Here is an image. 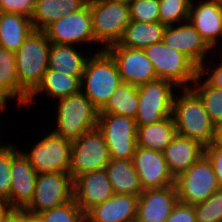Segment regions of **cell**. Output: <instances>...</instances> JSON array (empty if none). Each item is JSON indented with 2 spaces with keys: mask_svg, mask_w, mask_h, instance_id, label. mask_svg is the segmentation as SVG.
Here are the masks:
<instances>
[{
  "mask_svg": "<svg viewBox=\"0 0 222 222\" xmlns=\"http://www.w3.org/2000/svg\"><path fill=\"white\" fill-rule=\"evenodd\" d=\"M97 128L103 134L111 159H133L138 128L135 119L113 113H99Z\"/></svg>",
  "mask_w": 222,
  "mask_h": 222,
  "instance_id": "ba28073f",
  "label": "cell"
},
{
  "mask_svg": "<svg viewBox=\"0 0 222 222\" xmlns=\"http://www.w3.org/2000/svg\"><path fill=\"white\" fill-rule=\"evenodd\" d=\"M128 4L131 20L148 23L159 21V0H131Z\"/></svg>",
  "mask_w": 222,
  "mask_h": 222,
  "instance_id": "8d00e7d4",
  "label": "cell"
},
{
  "mask_svg": "<svg viewBox=\"0 0 222 222\" xmlns=\"http://www.w3.org/2000/svg\"><path fill=\"white\" fill-rule=\"evenodd\" d=\"M32 150L23 152L37 174L69 173L72 141L53 131L36 142Z\"/></svg>",
  "mask_w": 222,
  "mask_h": 222,
  "instance_id": "7c38bea8",
  "label": "cell"
},
{
  "mask_svg": "<svg viewBox=\"0 0 222 222\" xmlns=\"http://www.w3.org/2000/svg\"><path fill=\"white\" fill-rule=\"evenodd\" d=\"M115 194L139 196L143 188L132 160L111 159L105 167Z\"/></svg>",
  "mask_w": 222,
  "mask_h": 222,
  "instance_id": "484cf974",
  "label": "cell"
},
{
  "mask_svg": "<svg viewBox=\"0 0 222 222\" xmlns=\"http://www.w3.org/2000/svg\"><path fill=\"white\" fill-rule=\"evenodd\" d=\"M2 222H22V211H11Z\"/></svg>",
  "mask_w": 222,
  "mask_h": 222,
  "instance_id": "7bdbcfd3",
  "label": "cell"
},
{
  "mask_svg": "<svg viewBox=\"0 0 222 222\" xmlns=\"http://www.w3.org/2000/svg\"><path fill=\"white\" fill-rule=\"evenodd\" d=\"M215 145L222 147V123L216 126L215 129V138L214 142Z\"/></svg>",
  "mask_w": 222,
  "mask_h": 222,
  "instance_id": "f6af8a7d",
  "label": "cell"
},
{
  "mask_svg": "<svg viewBox=\"0 0 222 222\" xmlns=\"http://www.w3.org/2000/svg\"><path fill=\"white\" fill-rule=\"evenodd\" d=\"M166 27L159 21L148 23L131 20L118 44L144 50L147 46L162 41Z\"/></svg>",
  "mask_w": 222,
  "mask_h": 222,
  "instance_id": "4316f807",
  "label": "cell"
},
{
  "mask_svg": "<svg viewBox=\"0 0 222 222\" xmlns=\"http://www.w3.org/2000/svg\"><path fill=\"white\" fill-rule=\"evenodd\" d=\"M193 2L192 0L188 21L200 33L206 44L214 50L219 45L222 33V1L203 0L196 5Z\"/></svg>",
  "mask_w": 222,
  "mask_h": 222,
  "instance_id": "d6986e66",
  "label": "cell"
},
{
  "mask_svg": "<svg viewBox=\"0 0 222 222\" xmlns=\"http://www.w3.org/2000/svg\"><path fill=\"white\" fill-rule=\"evenodd\" d=\"M204 154L212 163L220 189H222V147L212 143L205 147Z\"/></svg>",
  "mask_w": 222,
  "mask_h": 222,
  "instance_id": "ab89813d",
  "label": "cell"
},
{
  "mask_svg": "<svg viewBox=\"0 0 222 222\" xmlns=\"http://www.w3.org/2000/svg\"><path fill=\"white\" fill-rule=\"evenodd\" d=\"M71 200L73 179L69 173H42L37 175L33 199L23 212L36 216Z\"/></svg>",
  "mask_w": 222,
  "mask_h": 222,
  "instance_id": "8fae6325",
  "label": "cell"
},
{
  "mask_svg": "<svg viewBox=\"0 0 222 222\" xmlns=\"http://www.w3.org/2000/svg\"><path fill=\"white\" fill-rule=\"evenodd\" d=\"M36 0H0V12H11L25 15L31 19Z\"/></svg>",
  "mask_w": 222,
  "mask_h": 222,
  "instance_id": "74e56055",
  "label": "cell"
},
{
  "mask_svg": "<svg viewBox=\"0 0 222 222\" xmlns=\"http://www.w3.org/2000/svg\"><path fill=\"white\" fill-rule=\"evenodd\" d=\"M43 31L50 43L76 46L97 43L93 37L89 2L77 12L52 22Z\"/></svg>",
  "mask_w": 222,
  "mask_h": 222,
  "instance_id": "4fadbf2b",
  "label": "cell"
},
{
  "mask_svg": "<svg viewBox=\"0 0 222 222\" xmlns=\"http://www.w3.org/2000/svg\"><path fill=\"white\" fill-rule=\"evenodd\" d=\"M22 222H40L36 216H31L22 211Z\"/></svg>",
  "mask_w": 222,
  "mask_h": 222,
  "instance_id": "bcb514c9",
  "label": "cell"
},
{
  "mask_svg": "<svg viewBox=\"0 0 222 222\" xmlns=\"http://www.w3.org/2000/svg\"><path fill=\"white\" fill-rule=\"evenodd\" d=\"M203 79L198 75L193 82L197 85L190 88L199 96L212 123L217 126L222 123V89L209 86Z\"/></svg>",
  "mask_w": 222,
  "mask_h": 222,
  "instance_id": "1f68e13d",
  "label": "cell"
},
{
  "mask_svg": "<svg viewBox=\"0 0 222 222\" xmlns=\"http://www.w3.org/2000/svg\"><path fill=\"white\" fill-rule=\"evenodd\" d=\"M57 105L53 132L62 138L73 141L97 128L99 111L81 91L59 99Z\"/></svg>",
  "mask_w": 222,
  "mask_h": 222,
  "instance_id": "277c9868",
  "label": "cell"
},
{
  "mask_svg": "<svg viewBox=\"0 0 222 222\" xmlns=\"http://www.w3.org/2000/svg\"><path fill=\"white\" fill-rule=\"evenodd\" d=\"M122 82L112 56L103 48L88 58L81 77V92L100 112Z\"/></svg>",
  "mask_w": 222,
  "mask_h": 222,
  "instance_id": "7a4b0ae2",
  "label": "cell"
},
{
  "mask_svg": "<svg viewBox=\"0 0 222 222\" xmlns=\"http://www.w3.org/2000/svg\"><path fill=\"white\" fill-rule=\"evenodd\" d=\"M114 194L105 169L81 174L73 180V199L85 214Z\"/></svg>",
  "mask_w": 222,
  "mask_h": 222,
  "instance_id": "e0dca14e",
  "label": "cell"
},
{
  "mask_svg": "<svg viewBox=\"0 0 222 222\" xmlns=\"http://www.w3.org/2000/svg\"><path fill=\"white\" fill-rule=\"evenodd\" d=\"M34 31L31 19L25 15L0 12V47L16 52Z\"/></svg>",
  "mask_w": 222,
  "mask_h": 222,
  "instance_id": "603a6c76",
  "label": "cell"
},
{
  "mask_svg": "<svg viewBox=\"0 0 222 222\" xmlns=\"http://www.w3.org/2000/svg\"><path fill=\"white\" fill-rule=\"evenodd\" d=\"M144 51L157 78L169 80L178 89L190 88L199 75V67L189 57L163 41L147 46Z\"/></svg>",
  "mask_w": 222,
  "mask_h": 222,
  "instance_id": "5b68a950",
  "label": "cell"
},
{
  "mask_svg": "<svg viewBox=\"0 0 222 222\" xmlns=\"http://www.w3.org/2000/svg\"><path fill=\"white\" fill-rule=\"evenodd\" d=\"M15 144H8L0 151V201L8 202L11 193V163L20 151Z\"/></svg>",
  "mask_w": 222,
  "mask_h": 222,
  "instance_id": "e575fe53",
  "label": "cell"
},
{
  "mask_svg": "<svg viewBox=\"0 0 222 222\" xmlns=\"http://www.w3.org/2000/svg\"><path fill=\"white\" fill-rule=\"evenodd\" d=\"M175 187L179 202L193 206L220 189L212 163L205 154L175 178Z\"/></svg>",
  "mask_w": 222,
  "mask_h": 222,
  "instance_id": "52a82bcc",
  "label": "cell"
},
{
  "mask_svg": "<svg viewBox=\"0 0 222 222\" xmlns=\"http://www.w3.org/2000/svg\"><path fill=\"white\" fill-rule=\"evenodd\" d=\"M111 158L103 134L92 129L72 141L69 174L74 180L88 172L103 170Z\"/></svg>",
  "mask_w": 222,
  "mask_h": 222,
  "instance_id": "9c48e42d",
  "label": "cell"
},
{
  "mask_svg": "<svg viewBox=\"0 0 222 222\" xmlns=\"http://www.w3.org/2000/svg\"><path fill=\"white\" fill-rule=\"evenodd\" d=\"M71 44L51 43L48 69L58 73L77 76L80 80L90 56L82 54Z\"/></svg>",
  "mask_w": 222,
  "mask_h": 222,
  "instance_id": "cb8c5ba5",
  "label": "cell"
},
{
  "mask_svg": "<svg viewBox=\"0 0 222 222\" xmlns=\"http://www.w3.org/2000/svg\"><path fill=\"white\" fill-rule=\"evenodd\" d=\"M0 127H1V125H0ZM1 129V128H0ZM0 138H1V135H0ZM5 146H7V144H2L1 142H0V151L5 147Z\"/></svg>",
  "mask_w": 222,
  "mask_h": 222,
  "instance_id": "c3c4849f",
  "label": "cell"
},
{
  "mask_svg": "<svg viewBox=\"0 0 222 222\" xmlns=\"http://www.w3.org/2000/svg\"><path fill=\"white\" fill-rule=\"evenodd\" d=\"M50 46L44 31L34 30L15 52L18 82L28 96L40 85L48 69Z\"/></svg>",
  "mask_w": 222,
  "mask_h": 222,
  "instance_id": "3957f363",
  "label": "cell"
},
{
  "mask_svg": "<svg viewBox=\"0 0 222 222\" xmlns=\"http://www.w3.org/2000/svg\"><path fill=\"white\" fill-rule=\"evenodd\" d=\"M178 201L175 185L143 190L138 196L135 222H165Z\"/></svg>",
  "mask_w": 222,
  "mask_h": 222,
  "instance_id": "ac0fdd59",
  "label": "cell"
},
{
  "mask_svg": "<svg viewBox=\"0 0 222 222\" xmlns=\"http://www.w3.org/2000/svg\"><path fill=\"white\" fill-rule=\"evenodd\" d=\"M211 69L212 68L209 66L207 68L206 62H203L199 66L198 74L199 76L204 77L205 74L209 73L208 77H204L206 78L204 81L209 86L222 89V61H220V63L217 66H215L212 70Z\"/></svg>",
  "mask_w": 222,
  "mask_h": 222,
  "instance_id": "60d3db41",
  "label": "cell"
},
{
  "mask_svg": "<svg viewBox=\"0 0 222 222\" xmlns=\"http://www.w3.org/2000/svg\"><path fill=\"white\" fill-rule=\"evenodd\" d=\"M10 99L13 100L14 98L0 86V115L7 108L6 105Z\"/></svg>",
  "mask_w": 222,
  "mask_h": 222,
  "instance_id": "b9f144b4",
  "label": "cell"
},
{
  "mask_svg": "<svg viewBox=\"0 0 222 222\" xmlns=\"http://www.w3.org/2000/svg\"><path fill=\"white\" fill-rule=\"evenodd\" d=\"M138 196L114 194L85 214L86 222H135Z\"/></svg>",
  "mask_w": 222,
  "mask_h": 222,
  "instance_id": "44dd1931",
  "label": "cell"
},
{
  "mask_svg": "<svg viewBox=\"0 0 222 222\" xmlns=\"http://www.w3.org/2000/svg\"><path fill=\"white\" fill-rule=\"evenodd\" d=\"M204 149L199 142L176 134L163 152L172 176L177 178L185 172L204 154Z\"/></svg>",
  "mask_w": 222,
  "mask_h": 222,
  "instance_id": "7402d4cb",
  "label": "cell"
},
{
  "mask_svg": "<svg viewBox=\"0 0 222 222\" xmlns=\"http://www.w3.org/2000/svg\"><path fill=\"white\" fill-rule=\"evenodd\" d=\"M110 1H116V2H121V3L128 4L131 0H110Z\"/></svg>",
  "mask_w": 222,
  "mask_h": 222,
  "instance_id": "7dc6e473",
  "label": "cell"
},
{
  "mask_svg": "<svg viewBox=\"0 0 222 222\" xmlns=\"http://www.w3.org/2000/svg\"><path fill=\"white\" fill-rule=\"evenodd\" d=\"M80 79L77 76H70L47 69L42 82L37 89L29 96L26 105L34 102L35 96L46 94L47 97L56 99L65 98L71 94L81 91Z\"/></svg>",
  "mask_w": 222,
  "mask_h": 222,
  "instance_id": "83f0119b",
  "label": "cell"
},
{
  "mask_svg": "<svg viewBox=\"0 0 222 222\" xmlns=\"http://www.w3.org/2000/svg\"><path fill=\"white\" fill-rule=\"evenodd\" d=\"M165 222H197L194 206L178 201Z\"/></svg>",
  "mask_w": 222,
  "mask_h": 222,
  "instance_id": "f35d334b",
  "label": "cell"
},
{
  "mask_svg": "<svg viewBox=\"0 0 222 222\" xmlns=\"http://www.w3.org/2000/svg\"><path fill=\"white\" fill-rule=\"evenodd\" d=\"M105 50L115 60L122 82L139 86L157 79L152 62L144 50L127 48L118 43Z\"/></svg>",
  "mask_w": 222,
  "mask_h": 222,
  "instance_id": "5bb4252c",
  "label": "cell"
},
{
  "mask_svg": "<svg viewBox=\"0 0 222 222\" xmlns=\"http://www.w3.org/2000/svg\"><path fill=\"white\" fill-rule=\"evenodd\" d=\"M137 126V146L159 152H164L177 134L172 116L156 123Z\"/></svg>",
  "mask_w": 222,
  "mask_h": 222,
  "instance_id": "f1b7e54d",
  "label": "cell"
},
{
  "mask_svg": "<svg viewBox=\"0 0 222 222\" xmlns=\"http://www.w3.org/2000/svg\"><path fill=\"white\" fill-rule=\"evenodd\" d=\"M36 217L40 222H86L85 213L80 209L75 200L44 211Z\"/></svg>",
  "mask_w": 222,
  "mask_h": 222,
  "instance_id": "836d02e7",
  "label": "cell"
},
{
  "mask_svg": "<svg viewBox=\"0 0 222 222\" xmlns=\"http://www.w3.org/2000/svg\"><path fill=\"white\" fill-rule=\"evenodd\" d=\"M132 161L143 190L175 185L163 152L137 146Z\"/></svg>",
  "mask_w": 222,
  "mask_h": 222,
  "instance_id": "9a60e30c",
  "label": "cell"
},
{
  "mask_svg": "<svg viewBox=\"0 0 222 222\" xmlns=\"http://www.w3.org/2000/svg\"><path fill=\"white\" fill-rule=\"evenodd\" d=\"M172 82L157 78L138 86L139 105L135 121L137 125L159 122L172 116L174 90Z\"/></svg>",
  "mask_w": 222,
  "mask_h": 222,
  "instance_id": "30bf717a",
  "label": "cell"
},
{
  "mask_svg": "<svg viewBox=\"0 0 222 222\" xmlns=\"http://www.w3.org/2000/svg\"><path fill=\"white\" fill-rule=\"evenodd\" d=\"M180 24L167 26L162 41L165 45L185 54L199 67L212 49L189 21Z\"/></svg>",
  "mask_w": 222,
  "mask_h": 222,
  "instance_id": "ffe728a7",
  "label": "cell"
},
{
  "mask_svg": "<svg viewBox=\"0 0 222 222\" xmlns=\"http://www.w3.org/2000/svg\"><path fill=\"white\" fill-rule=\"evenodd\" d=\"M138 105V86L121 82L99 113H113L135 119Z\"/></svg>",
  "mask_w": 222,
  "mask_h": 222,
  "instance_id": "f546056e",
  "label": "cell"
},
{
  "mask_svg": "<svg viewBox=\"0 0 222 222\" xmlns=\"http://www.w3.org/2000/svg\"><path fill=\"white\" fill-rule=\"evenodd\" d=\"M10 173L8 206L12 211H23L33 199L38 174L21 149L12 159Z\"/></svg>",
  "mask_w": 222,
  "mask_h": 222,
  "instance_id": "2e32d148",
  "label": "cell"
},
{
  "mask_svg": "<svg viewBox=\"0 0 222 222\" xmlns=\"http://www.w3.org/2000/svg\"><path fill=\"white\" fill-rule=\"evenodd\" d=\"M191 1L159 0V22L166 26L187 22Z\"/></svg>",
  "mask_w": 222,
  "mask_h": 222,
  "instance_id": "d6a6232c",
  "label": "cell"
},
{
  "mask_svg": "<svg viewBox=\"0 0 222 222\" xmlns=\"http://www.w3.org/2000/svg\"><path fill=\"white\" fill-rule=\"evenodd\" d=\"M181 90V95L173 98L172 117L176 133L207 147L214 142L216 126L199 96L191 88Z\"/></svg>",
  "mask_w": 222,
  "mask_h": 222,
  "instance_id": "6da1fadb",
  "label": "cell"
},
{
  "mask_svg": "<svg viewBox=\"0 0 222 222\" xmlns=\"http://www.w3.org/2000/svg\"><path fill=\"white\" fill-rule=\"evenodd\" d=\"M87 3V0H36L32 26L34 30L43 31L52 22L77 12Z\"/></svg>",
  "mask_w": 222,
  "mask_h": 222,
  "instance_id": "d4e9b609",
  "label": "cell"
},
{
  "mask_svg": "<svg viewBox=\"0 0 222 222\" xmlns=\"http://www.w3.org/2000/svg\"><path fill=\"white\" fill-rule=\"evenodd\" d=\"M197 222H222V189L194 205Z\"/></svg>",
  "mask_w": 222,
  "mask_h": 222,
  "instance_id": "d590c367",
  "label": "cell"
},
{
  "mask_svg": "<svg viewBox=\"0 0 222 222\" xmlns=\"http://www.w3.org/2000/svg\"><path fill=\"white\" fill-rule=\"evenodd\" d=\"M93 37L103 49L118 43L130 23L129 4L110 0L89 1Z\"/></svg>",
  "mask_w": 222,
  "mask_h": 222,
  "instance_id": "8992f818",
  "label": "cell"
},
{
  "mask_svg": "<svg viewBox=\"0 0 222 222\" xmlns=\"http://www.w3.org/2000/svg\"><path fill=\"white\" fill-rule=\"evenodd\" d=\"M0 86L21 106H26L29 96L20 88L15 53L0 47Z\"/></svg>",
  "mask_w": 222,
  "mask_h": 222,
  "instance_id": "4dcf8cb0",
  "label": "cell"
},
{
  "mask_svg": "<svg viewBox=\"0 0 222 222\" xmlns=\"http://www.w3.org/2000/svg\"><path fill=\"white\" fill-rule=\"evenodd\" d=\"M11 211L7 202L0 201V222H2Z\"/></svg>",
  "mask_w": 222,
  "mask_h": 222,
  "instance_id": "ee69618b",
  "label": "cell"
}]
</instances>
